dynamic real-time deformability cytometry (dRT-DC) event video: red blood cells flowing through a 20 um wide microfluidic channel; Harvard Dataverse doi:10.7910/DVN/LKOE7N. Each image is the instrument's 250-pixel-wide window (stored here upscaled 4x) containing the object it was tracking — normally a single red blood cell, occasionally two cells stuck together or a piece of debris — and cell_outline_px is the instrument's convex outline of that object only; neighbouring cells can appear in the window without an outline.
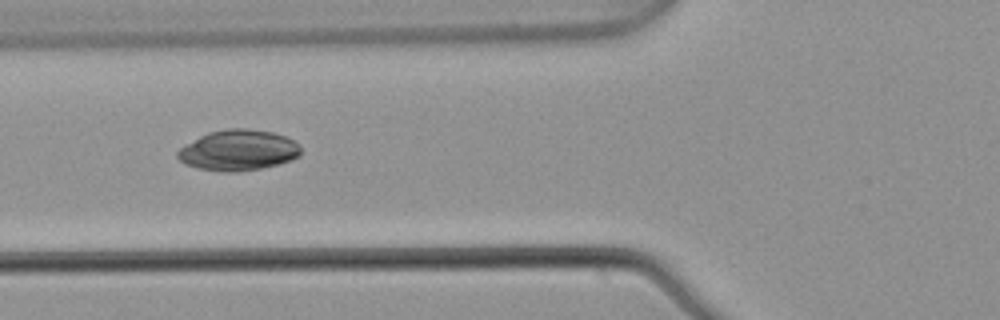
{"species": "common noctule bat (a hibernating species)", "species_latin": "Nyctalus noctula", "temperature_condition": "warm", "stored_images_in_passage": 5, "camera_frame_rate_fps": 3000, "um_per_image_px": 0.085, "animal": {"sex": "male", "body_mass_g": 21.5, "forearm_length_mm": 52.0}, "frame": {"image": 1, "passage_image": 4, "time_ms": 1.0, "image_size_px": [1000, 320], "cell_outline_px": [[300, 156], [292, 160], [280, 164], [260, 168], [236, 172], [224, 172], [196, 168], [184, 164], [176, 156], [176, 152], [180, 148], [200, 136], [208, 132], [228, 128], [248, 128], [272, 132], [284, 136], [300, 144]], "centroid_in_image_um": [20.25, 12.77], "position_along_channel_um": 105.5, "area_um2": 29.36}}
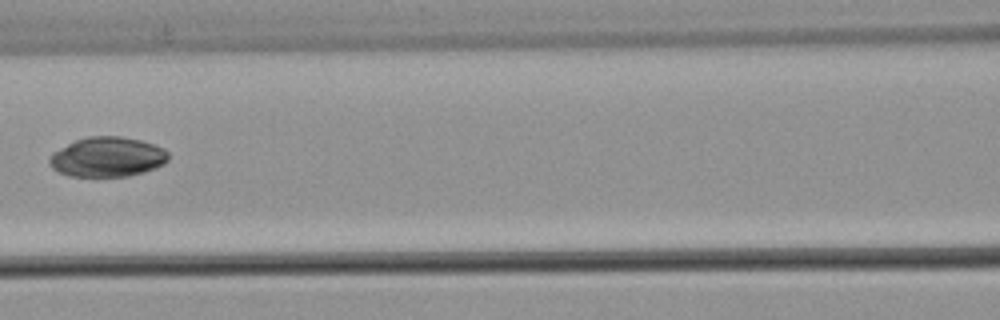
{"frame": {"image": 2, "passage_image": 5, "time_ms": 1.333, "image_size_px": [1000, 320], "cell_outline_px": [[168, 160], [164, 164], [156, 168], [144, 172], [128, 176], [68, 176], [52, 168], [48, 160], [52, 152], [76, 140], [88, 136], [120, 136], [140, 140], [164, 148], [168, 152]], "centroid_in_image_um": [9.13, 13.34], "position_along_channel_um": 157.5, "area_um2": 27.57}}